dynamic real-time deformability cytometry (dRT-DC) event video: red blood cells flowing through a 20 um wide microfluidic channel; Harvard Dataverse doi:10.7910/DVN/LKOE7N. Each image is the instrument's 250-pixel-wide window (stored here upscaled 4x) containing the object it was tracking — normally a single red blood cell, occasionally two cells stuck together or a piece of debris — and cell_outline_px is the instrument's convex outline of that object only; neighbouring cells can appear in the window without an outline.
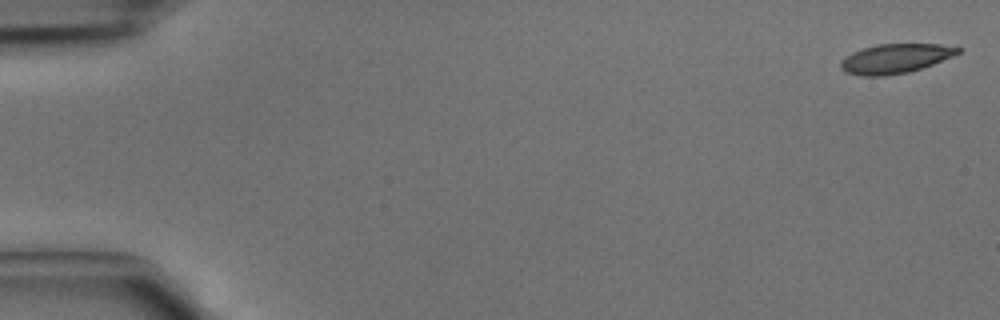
{"species": "common noctule bat (a hibernating species)", "species_latin": "Nyctalus noctula", "temperature_condition": "cold", "stored_images_in_passage": 43, "camera_frame_rate_fps": 3000, "um_per_image_px": 0.085, "animal": {"sex": "male", "body_mass_g": 15.6}, "frame": {"image": 1, "passage_image": 1, "time_ms": 0.0, "image_size_px": [1000, 320], "cell_outline_px": [[960, 52], [952, 56], [932, 64], [908, 72], [884, 76], [864, 76], [844, 72], [840, 68], [840, 60], [844, 56], [852, 52], [876, 44], [940, 44], [960, 48]], "centroid_in_image_um": [76.03, 4.98], "position_along_channel_um": 9.0, "area_um2": 20.0}}
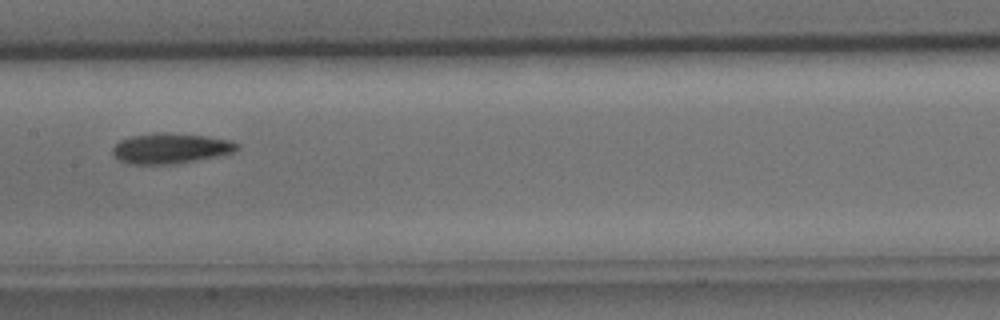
{"frame": {"image": 2, "passage_image": 22, "time_ms": 7.0, "image_size_px": [1000, 320], "cell_outline_px": [[240, 148], [232, 152], [216, 156], [176, 164], [132, 164], [120, 160], [112, 156], [112, 148], [120, 140], [132, 136], [160, 132], [168, 132], [208, 136], [232, 140], [240, 144]], "centroid_in_image_um": [14.51, 12.6], "position_along_channel_um": 192.9, "area_um2": 22.14}}
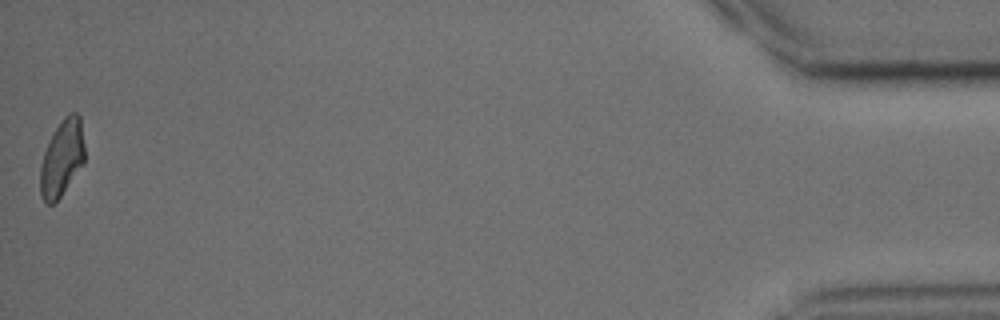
{"frame": {"image": 3, "passage_image": 43, "time_ms": 14.0, "image_size_px": [1000, 320], "cell_outline_px": [[84, 164], [60, 196], [52, 204], [48, 204], [40, 196], [40, 168], [44, 152], [52, 132], [64, 116], [68, 112], [76, 112], [80, 116], [84, 144]], "centroid_in_image_um": [5.27, 13.4], "position_along_channel_um": 429.9, "area_um2": 19.83}}